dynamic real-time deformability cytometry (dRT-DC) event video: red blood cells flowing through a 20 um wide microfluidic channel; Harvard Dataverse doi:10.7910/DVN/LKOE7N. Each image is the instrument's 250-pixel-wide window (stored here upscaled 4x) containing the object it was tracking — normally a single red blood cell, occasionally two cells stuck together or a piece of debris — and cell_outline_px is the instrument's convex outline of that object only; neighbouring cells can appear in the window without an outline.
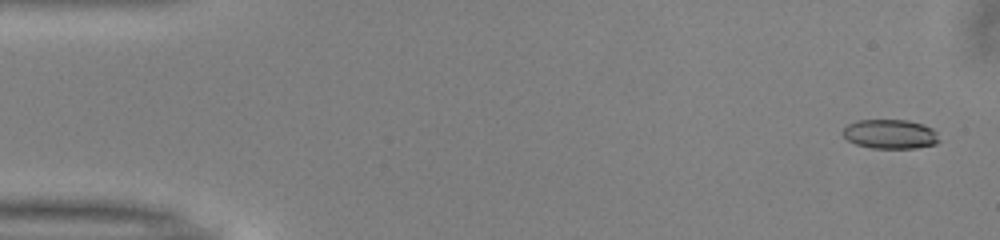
{"species": "common noctule bat (a hibernating species)", "species_latin": "Nyctalus noctula", "temperature_condition": "warm", "stored_images_in_passage": 51, "camera_frame_rate_fps": 3000, "um_per_image_px": 0.085, "animal": {"sex": "male", "body_mass_g": 13.0, "forearm_length_mm": 53.1}, "frame": {"image": 1, "passage_image": 2, "time_ms": 0.333, "image_size_px": [1000, 240], "cell_outline_px": [[940, 140], [936, 144], [916, 148], [872, 148], [856, 144], [848, 140], [840, 132], [848, 124], [856, 120], [908, 120], [924, 124], [932, 128], [936, 132]], "centroid_in_image_um": [75.67, 11.39], "position_along_channel_um": 9.3, "area_um2": 16.59}}
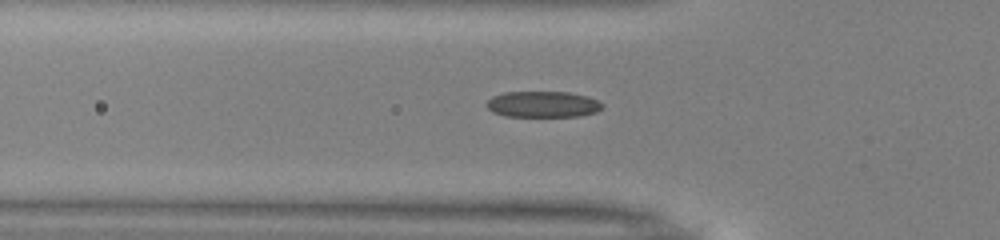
{"frame": {"image": 2, "passage_image": 17, "time_ms": 5.333, "image_size_px": [1000, 240], "cell_outline_px": [[604, 104], [596, 112], [580, 116], [504, 116], [492, 112], [484, 104], [492, 96], [504, 92], [568, 92], [588, 96], [600, 100]], "centroid_in_image_um": [46.14, 8.86], "position_along_channel_um": 79.7, "area_um2": 17.74}}
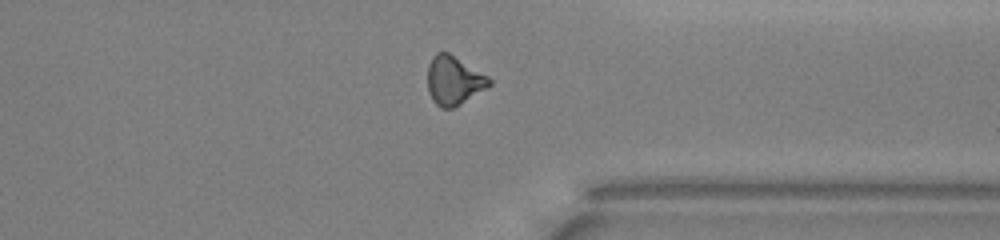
{"frame": {"image": 3, "passage_image": 39, "time_ms": 12.667, "image_size_px": [1000, 240], "cell_outline_px": [[492, 84], [460, 104], [452, 108], [440, 108], [432, 100], [428, 92], [428, 64], [432, 56], [436, 52], [448, 52], [488, 76], [492, 80]], "centroid_in_image_um": [38.55, 6.83], "position_along_channel_um": 372.8, "area_um2": 17.46}, "authors_computed_cell_mechanics": {"area_um2": 17.5712, "velocity_mm_per_s": 4.0463, "shape_relaxation_time_tau1_ms": null, "shape_relaxation_time_tau2_ms": 3.8069, "deformation_change_tau1": null, "deformation_change_tau2": 0.1241}}